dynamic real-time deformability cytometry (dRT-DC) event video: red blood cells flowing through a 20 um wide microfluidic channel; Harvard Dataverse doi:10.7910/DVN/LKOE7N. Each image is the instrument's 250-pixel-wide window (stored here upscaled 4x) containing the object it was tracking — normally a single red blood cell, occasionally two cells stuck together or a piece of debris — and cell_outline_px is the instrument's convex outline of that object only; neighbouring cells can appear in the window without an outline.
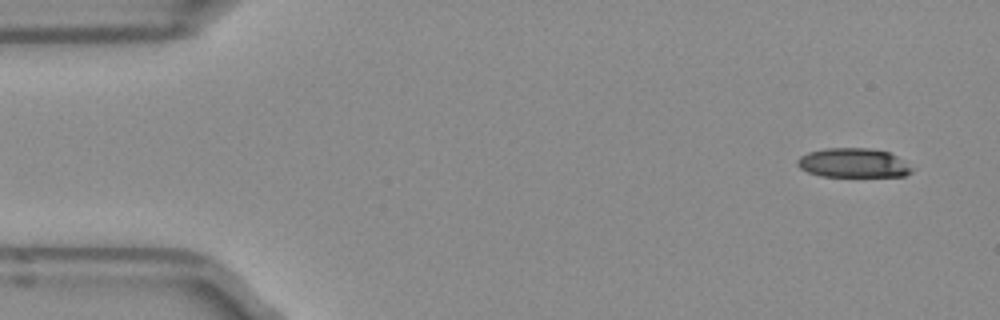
{"species": "Egyptian fruit bat (a non-hibernating species)", "species_latin": "Rousettus aegyptiacus", "temperature_condition": "room temperature", "stored_images_in_passage": 6, "camera_frame_rate_fps": 3000, "um_per_image_px": 0.085, "frame": {"image": 1, "passage_image": 1, "time_ms": 0.0, "image_size_px": [1000, 320], "cell_outline_px": [[912, 172], [904, 176], [820, 176], [808, 172], [800, 168], [796, 164], [796, 160], [800, 156], [808, 152], [824, 148], [868, 148], [888, 152], [896, 156], [912, 168]], "centroid_in_image_um": [72.47, 13.85], "position_along_channel_um": 12.5, "area_um2": 19.42}}
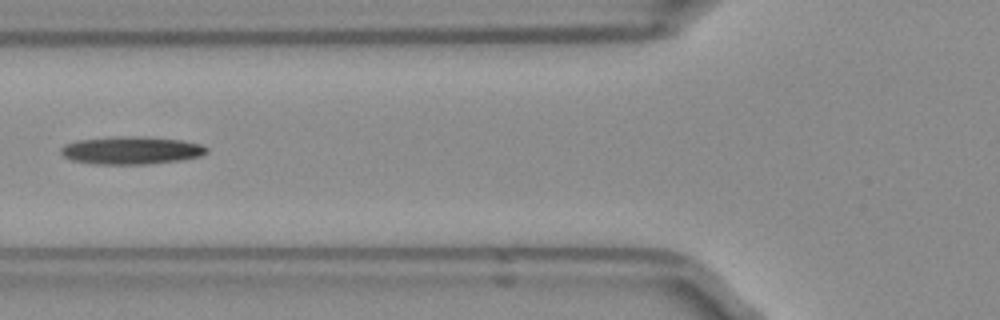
{"frame": {"image": 2, "passage_image": 5, "time_ms": 1.333, "image_size_px": [1000, 320], "cell_outline_px": [[208, 152], [200, 156], [180, 160], [148, 164], [96, 164], [72, 160], [64, 156], [60, 152], [60, 148], [64, 144], [80, 140], [116, 136], [136, 136], [184, 140], [200, 144], [208, 148]], "centroid_in_image_um": [11.16, 12.78], "position_along_channel_um": 114.6, "area_um2": 23.58}}